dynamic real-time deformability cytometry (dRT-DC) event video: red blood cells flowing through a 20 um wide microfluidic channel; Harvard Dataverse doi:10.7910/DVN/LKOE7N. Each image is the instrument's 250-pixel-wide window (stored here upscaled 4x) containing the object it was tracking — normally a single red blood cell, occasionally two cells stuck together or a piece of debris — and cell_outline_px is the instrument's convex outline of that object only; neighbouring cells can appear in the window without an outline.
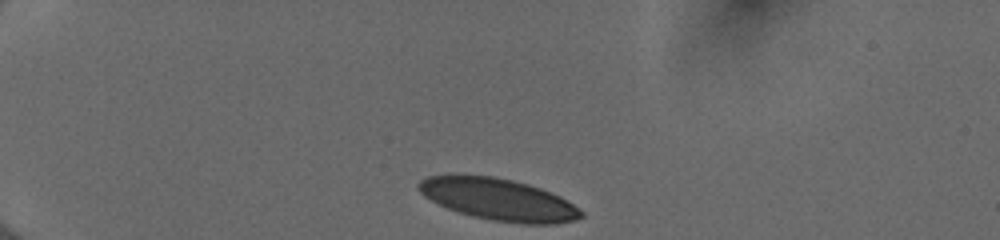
{"species": "human", "species_latin": "Homo sapiens", "temperature_condition": "cold", "stored_images_in_passage": 35, "camera_frame_rate_fps": 3000, "um_per_image_px": 0.085, "donor": {"sex": "female"}, "frame": {"image": 1, "passage_image": 1, "time_ms": 0.0, "image_size_px": [1000, 240], "cell_outline_px": [[584, 216], [576, 220], [556, 224], [520, 224], [492, 220], [472, 216], [448, 208], [424, 196], [416, 188], [416, 184], [420, 180], [428, 176], [492, 176], [512, 180], [528, 184], [540, 188], [560, 196], [584, 212]], "centroid_in_image_um": [42.4, 16.97], "position_along_channel_um": 42.6, "area_um2": 39.3}}
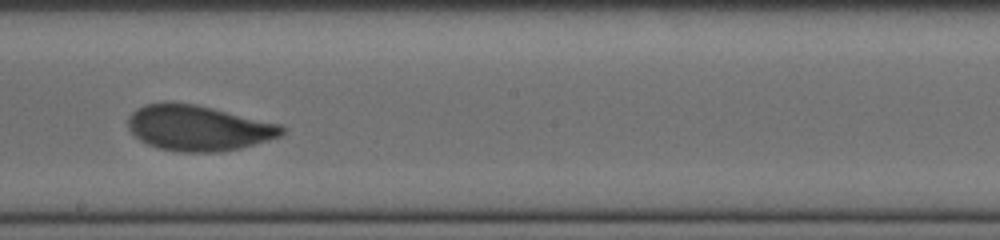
{"frame": {"image": 2, "passage_image": 20, "time_ms": 6.333, "image_size_px": [1000, 240], "cell_outline_px": [[288, 128], [280, 136], [268, 140], [240, 148], [220, 152], [180, 152], [156, 148], [140, 140], [128, 128], [128, 116], [136, 108], [144, 104], [172, 100], [196, 104], [280, 124]], "centroid_in_image_um": [16.83, 10.86], "position_along_channel_um": 231.4, "area_um2": 41.21}}
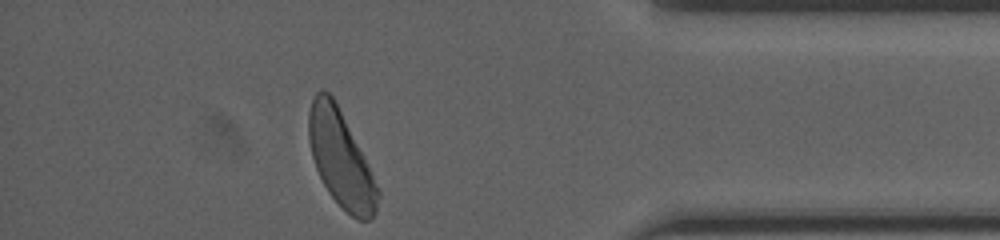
{"frame": {"image": 3, "passage_image": 35, "time_ms": 11.333, "image_size_px": [1000, 240], "cell_outline_px": [[380, 196], [376, 212], [368, 220], [356, 220], [328, 192], [316, 168], [312, 156], [308, 140], [308, 112], [312, 100], [316, 92], [320, 88], [324, 88], [332, 96], [380, 192]], "centroid_in_image_um": [28.92, 13.51], "position_along_channel_um": 406.3, "area_um2": 37.45}, "authors_computed_cell_mechanics": {"area_um2": 40.46, "velocity_mm_per_s": 3.969, "shape_relaxation_time_tau1_ms": 3.1838, "shape_relaxation_time_tau2_ms": 0.8923, "deformation_change_tau1": 0.1201, "deformation_change_tau2": 0.0491}}